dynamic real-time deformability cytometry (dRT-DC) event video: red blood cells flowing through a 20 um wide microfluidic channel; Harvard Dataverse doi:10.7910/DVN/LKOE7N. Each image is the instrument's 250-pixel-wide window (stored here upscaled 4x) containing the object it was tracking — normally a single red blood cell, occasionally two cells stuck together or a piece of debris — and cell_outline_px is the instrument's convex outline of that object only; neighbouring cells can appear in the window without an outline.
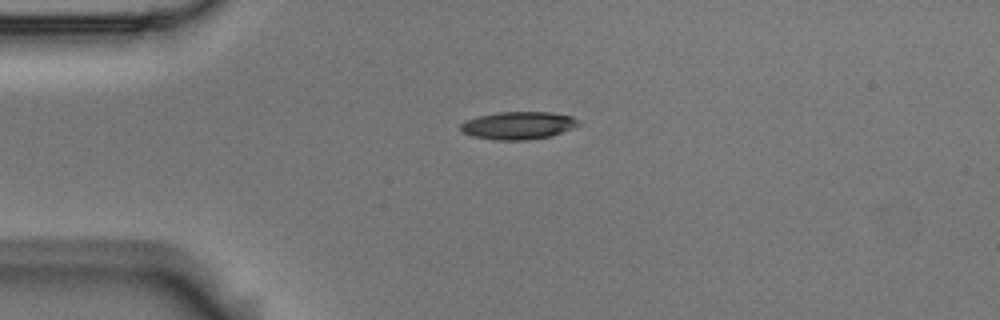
{"species": "Egyptian fruit bat (a non-hibernating species)", "species_latin": "Rousettus aegyptiacus", "temperature_condition": "room temperature", "stored_images_in_passage": 1, "camera_frame_rate_fps": 3000, "um_per_image_px": 0.085, "animal": {"sex": "male"}, "frame": {"image": 1, "passage_image": 1, "time_ms": 0.0, "image_size_px": [1000, 320], "cell_outline_px": [[580, 124], [572, 128], [552, 136], [528, 140], [496, 140], [472, 136], [460, 132], [460, 124], [464, 120], [496, 112], [548, 112], [572, 116]], "centroid_in_image_um": [44.0, 10.67], "position_along_channel_um": 41.0, "area_um2": 19.07}}